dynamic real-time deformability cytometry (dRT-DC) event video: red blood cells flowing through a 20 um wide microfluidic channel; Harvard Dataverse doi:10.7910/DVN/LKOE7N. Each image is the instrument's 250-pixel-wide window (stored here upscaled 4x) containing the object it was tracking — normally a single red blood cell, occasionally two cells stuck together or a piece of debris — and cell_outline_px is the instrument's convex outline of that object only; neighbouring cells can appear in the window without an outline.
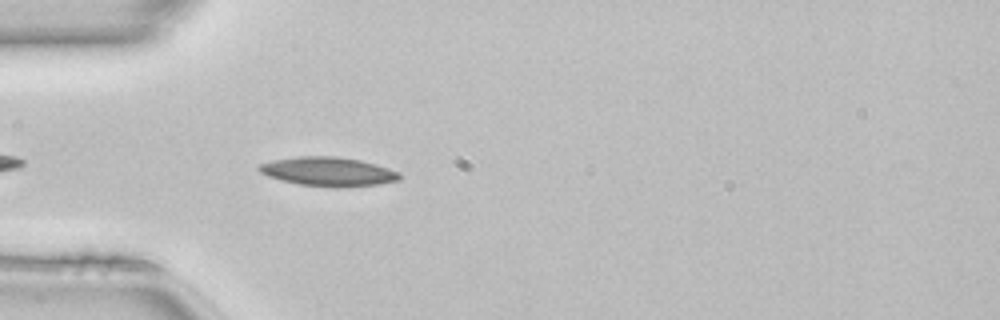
{"species": "common noctule bat (a hibernating species)", "species_latin": "Nyctalus noctula", "temperature_condition": "room temperature", "stored_images_in_passage": 22, "camera_frame_rate_fps": 3000, "um_per_image_px": 0.085, "animal": {"sex": "female", "body_mass_g": 22.7, "forearm_length_mm": 54.2}, "frame": {"image": 1, "passage_image": 4, "time_ms": 1.0, "image_size_px": [1000, 320], "cell_outline_px": [[400, 180], [376, 184], [340, 188], [336, 188], [300, 184], [280, 180], [268, 176], [260, 172], [256, 168], [260, 164], [272, 160], [300, 156], [336, 156], [360, 160], [376, 164], [400, 172]], "centroid_in_image_um": [27.89, 14.58], "position_along_channel_um": 57.1, "area_um2": 23.81}}
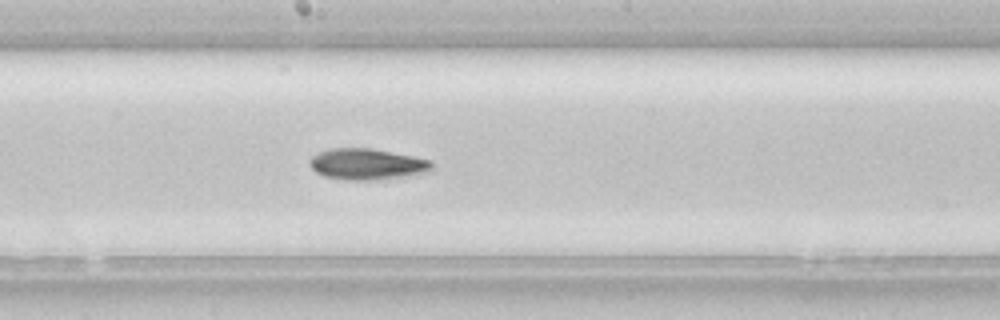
{"frame": {"image": 2, "passage_image": 16, "time_ms": 5.0, "image_size_px": [1000, 320], "cell_outline_px": [[432, 172], [372, 180], [344, 180], [324, 176], [316, 172], [308, 164], [308, 160], [312, 156], [320, 152], [332, 148], [372, 148], [432, 160]], "centroid_in_image_um": [31.19, 13.95], "position_along_channel_um": 217.0, "area_um2": 22.2}}